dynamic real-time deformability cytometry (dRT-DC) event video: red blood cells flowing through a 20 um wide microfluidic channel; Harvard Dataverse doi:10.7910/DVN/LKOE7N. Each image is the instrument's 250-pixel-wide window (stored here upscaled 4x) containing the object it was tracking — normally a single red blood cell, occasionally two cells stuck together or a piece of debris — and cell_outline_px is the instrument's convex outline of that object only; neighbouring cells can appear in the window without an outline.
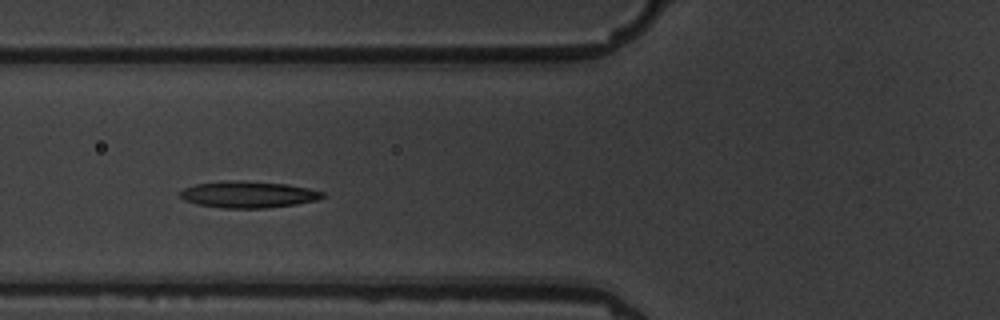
{"species": "common noctule bat (a hibernating species)", "species_latin": "Nyctalus noctula", "temperature_condition": "warm", "stored_images_in_passage": 5, "camera_frame_rate_fps": 3000, "um_per_image_px": 0.085, "animal": {"sex": "male", "body_mass_g": 19.5, "forearm_length_mm": 54.6}, "frame": {"image": 1, "passage_image": 4, "time_ms": 3.333, "image_size_px": [1000, 320], "cell_outline_px": [[328, 196], [316, 200], [296, 204], [264, 208], [220, 208], [196, 204], [184, 200], [180, 196], [180, 192], [184, 188], [196, 184], [224, 180], [232, 180], [288, 184], [308, 188], [324, 192]], "centroid_in_image_um": [21.1, 16.53], "position_along_channel_um": 104.7, "area_um2": 22.14}}
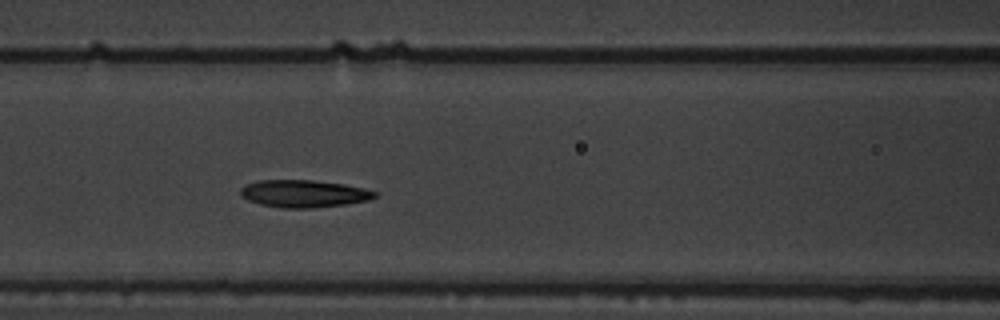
{"frame": {"image": 2, "passage_image": 5, "time_ms": 4.333, "image_size_px": [1000, 320], "cell_outline_px": [[376, 196], [368, 200], [344, 204], [312, 208], [280, 208], [260, 204], [248, 200], [240, 196], [240, 188], [244, 184], [260, 180], [312, 180], [344, 184], [364, 188], [376, 192]], "centroid_in_image_um": [25.77, 16.45], "position_along_channel_um": 140.8, "area_um2": 21.44}}